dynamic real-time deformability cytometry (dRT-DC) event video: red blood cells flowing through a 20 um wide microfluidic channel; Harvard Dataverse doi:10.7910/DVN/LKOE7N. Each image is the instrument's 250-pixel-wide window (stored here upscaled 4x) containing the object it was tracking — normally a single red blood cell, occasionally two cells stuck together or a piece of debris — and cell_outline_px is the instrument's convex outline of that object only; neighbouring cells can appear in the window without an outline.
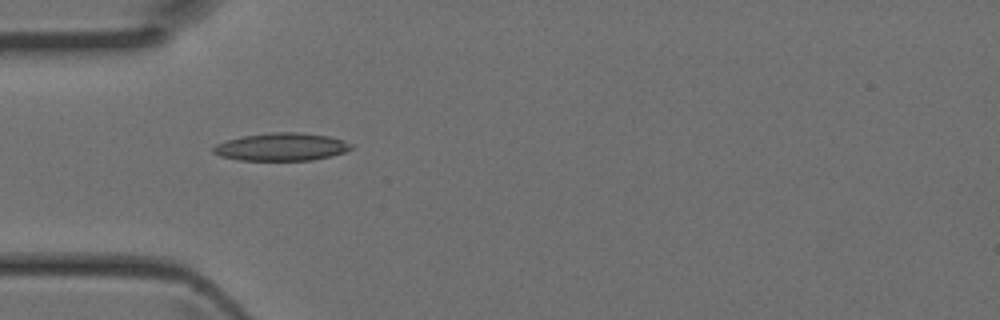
{"species": "Egyptian fruit bat (a non-hibernating species)", "species_latin": "Rousettus aegyptiacus", "temperature_condition": "room temperature", "stored_images_in_passage": 7, "camera_frame_rate_fps": 3000, "um_per_image_px": 0.085, "animal": {"sex": "female"}, "frame": {"image": 1, "passage_image": 1, "time_ms": 0.0, "image_size_px": [1000, 320], "cell_outline_px": [[352, 148], [344, 152], [332, 156], [312, 160], [240, 160], [220, 156], [212, 152], [212, 148], [216, 144], [228, 140], [244, 136], [272, 132], [300, 132], [328, 136], [344, 140], [352, 144]], "centroid_in_image_um": [23.94, 12.48], "position_along_channel_um": 61.1, "area_um2": 22.25}}
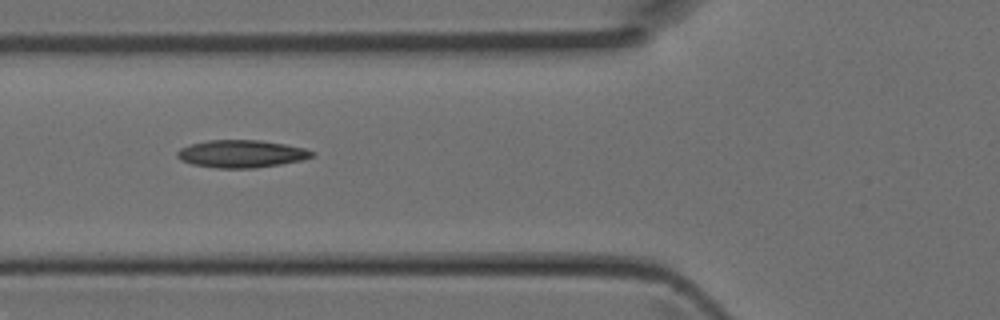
{"frame": {"image": 2, "passage_image": 4, "time_ms": 1.0, "image_size_px": [1000, 320], "cell_outline_px": [[316, 152], [312, 156], [304, 160], [256, 168], [216, 168], [192, 164], [180, 160], [176, 156], [176, 152], [180, 148], [192, 144], [208, 140], [260, 140], [284, 144], [304, 148]], "centroid_in_image_um": [20.51, 13.08], "position_along_channel_um": 105.3, "area_um2": 21.68}}